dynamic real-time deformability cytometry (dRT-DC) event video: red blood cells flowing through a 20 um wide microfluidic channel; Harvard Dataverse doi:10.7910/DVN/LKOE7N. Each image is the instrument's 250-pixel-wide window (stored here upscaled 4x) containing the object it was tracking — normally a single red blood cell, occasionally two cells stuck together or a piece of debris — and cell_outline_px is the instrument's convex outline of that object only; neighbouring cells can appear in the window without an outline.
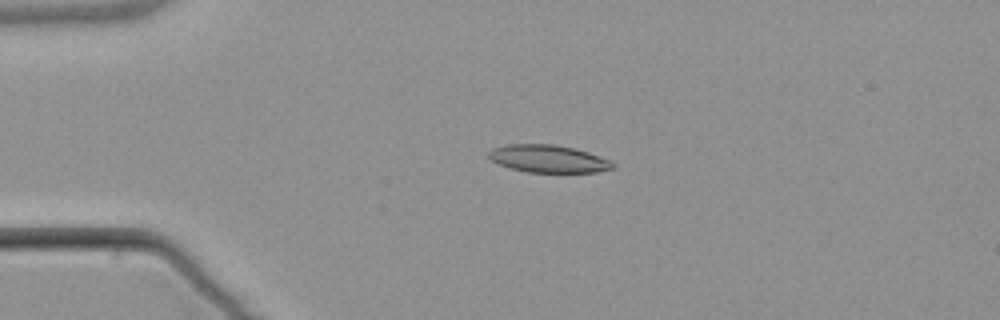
{"species": "common noctule bat (a hibernating species)", "species_latin": "Nyctalus noctula", "temperature_condition": "warm", "stored_images_in_passage": 5, "camera_frame_rate_fps": 3000, "um_per_image_px": 0.085, "animal": {"sex": "male", "body_mass_g": 21.5, "forearm_length_mm": 52.0}, "frame": {"image": 1, "passage_image": 3, "time_ms": 2.667, "image_size_px": [1000, 320], "cell_outline_px": [[616, 168], [596, 172], [528, 172], [512, 168], [500, 164], [492, 160], [488, 156], [488, 152], [492, 148], [508, 144], [556, 144], [576, 148], [600, 156], [616, 164]], "centroid_in_image_um": [46.64, 13.48], "position_along_channel_um": 38.4, "area_um2": 19.94}}
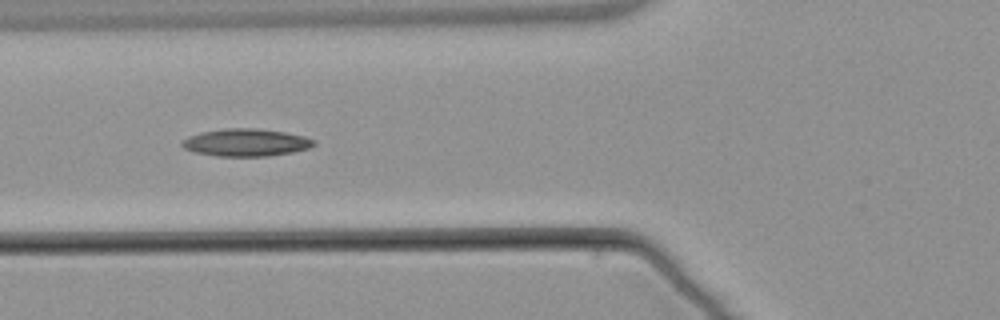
{"frame": {"image": 2, "passage_image": 5, "time_ms": 5.333, "image_size_px": [1000, 320], "cell_outline_px": [[316, 144], [312, 148], [292, 152], [268, 156], [216, 156], [192, 152], [184, 148], [180, 144], [188, 136], [200, 132], [224, 128], [260, 128], [284, 132], [304, 136], [316, 140]], "centroid_in_image_um": [20.92, 12.11], "position_along_channel_um": 104.9, "area_um2": 21.39}}